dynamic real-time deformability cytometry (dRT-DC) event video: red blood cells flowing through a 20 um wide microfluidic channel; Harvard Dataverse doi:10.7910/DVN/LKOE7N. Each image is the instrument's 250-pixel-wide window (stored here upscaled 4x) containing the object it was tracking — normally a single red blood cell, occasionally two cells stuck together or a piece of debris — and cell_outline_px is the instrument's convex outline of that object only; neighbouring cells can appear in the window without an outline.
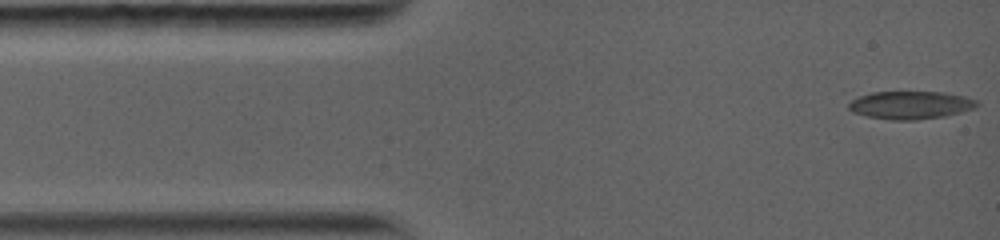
{"species": "common noctule bat (a hibernating species)", "species_latin": "Nyctalus noctula", "temperature_condition": "warm", "stored_images_in_passage": 40, "camera_frame_rate_fps": 5000, "um_per_image_px": 0.085, "animal": {"sex": "female", "body_mass_g": 19.0, "forearm_length_mm": 56.7}, "frame": {"image": 1, "passage_image": 1, "time_ms": 0.0, "image_size_px": [1000, 240], "cell_outline_px": [[980, 104], [972, 108], [960, 112], [944, 116], [916, 120], [892, 120], [868, 116], [852, 112], [848, 108], [844, 92], [944, 92], [964, 96], [976, 100]], "centroid_in_image_um": [77.15, 8.89], "position_along_channel_um": 7.8, "area_um2": 21.73}}
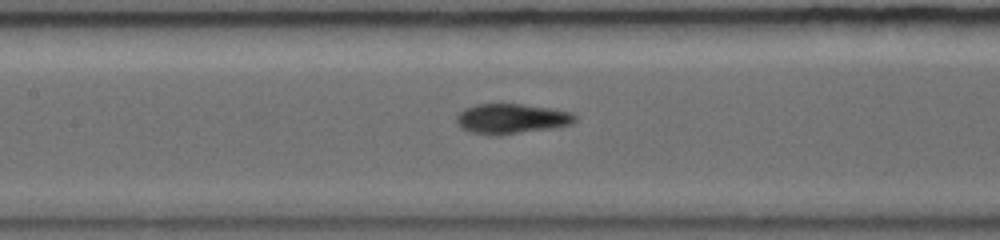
{"frame": {"image": 2, "passage_image": 23, "time_ms": 5.6, "image_size_px": [1000, 240], "cell_outline_px": [[576, 120], [572, 124], [552, 128], [516, 132], [472, 132], [460, 128], [456, 124], [456, 116], [464, 108], [476, 104], [520, 104], [552, 108], [572, 112], [576, 116]], "centroid_in_image_um": [43.5, 10.04], "position_along_channel_um": 163.9, "area_um2": 20.0}}
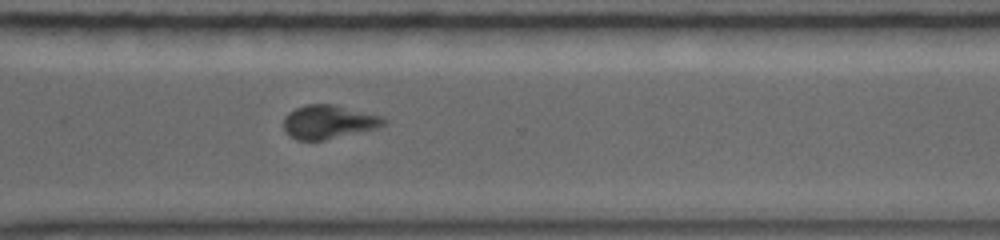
{"frame": {"image": 3, "passage_image": 39, "time_ms": 10.0, "image_size_px": [1000, 240], "cell_outline_px": [[388, 120], [380, 128], [324, 140], [296, 140], [284, 128], [284, 116], [288, 112], [304, 104], [336, 104], [380, 116]], "centroid_in_image_um": [27.95, 10.35], "position_along_channel_um": 342.7, "area_um2": 19.71}}